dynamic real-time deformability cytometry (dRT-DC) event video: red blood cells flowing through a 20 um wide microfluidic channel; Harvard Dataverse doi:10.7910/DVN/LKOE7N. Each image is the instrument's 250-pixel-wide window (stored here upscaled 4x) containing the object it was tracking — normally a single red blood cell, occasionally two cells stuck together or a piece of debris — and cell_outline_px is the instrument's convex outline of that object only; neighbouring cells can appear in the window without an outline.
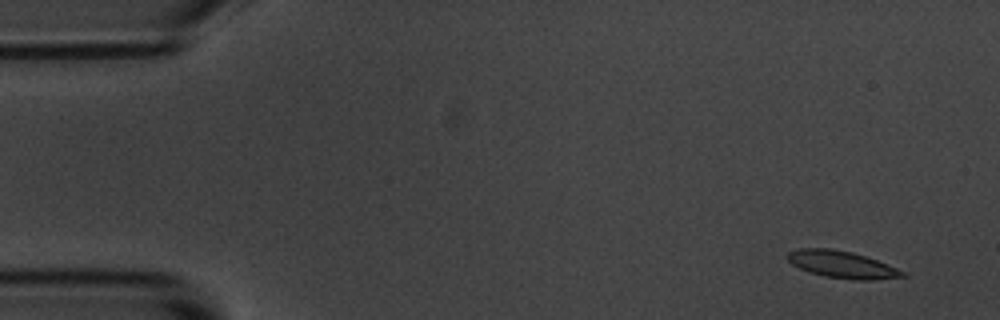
{"species": "common noctule bat (a hibernating species)", "species_latin": "Nyctalus noctula", "temperature_condition": "room temperature", "stored_images_in_passage": 10, "camera_frame_rate_fps": 3000, "um_per_image_px": 0.085, "animal": {"sex": "male", "body_mass_g": 20.1, "forearm_length_mm": 53.5}, "frame": {"image": 1, "passage_image": 1, "time_ms": 0.0, "image_size_px": [1000, 320], "cell_outline_px": [[908, 276], [872, 280], [856, 280], [824, 276], [808, 272], [792, 264], [784, 256], [788, 252], [800, 248], [828, 248], [852, 252], [876, 260], [896, 268], [904, 272]], "centroid_in_image_um": [71.52, 22.48], "position_along_channel_um": 13.5, "area_um2": 18.03}}
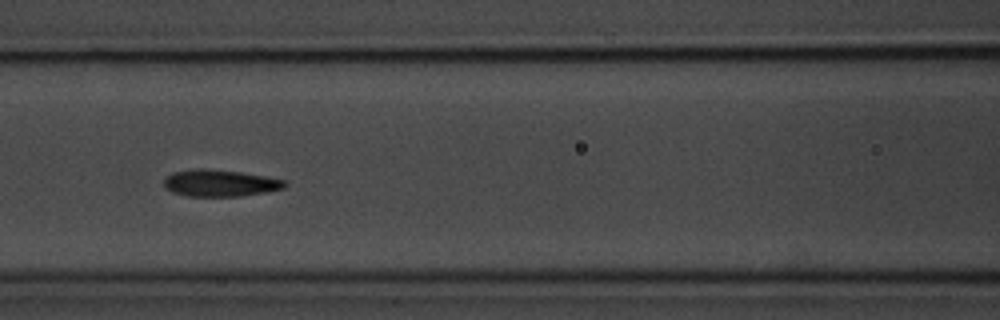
{"frame": {"image": 2, "passage_image": 6, "time_ms": 6.667, "image_size_px": [1000, 320], "cell_outline_px": [[288, 184], [284, 188], [268, 192], [240, 196], [188, 196], [172, 192], [164, 188], [164, 180], [172, 172], [200, 168], [204, 168], [240, 172], [268, 176], [284, 180]], "centroid_in_image_um": [18.72, 15.56], "position_along_channel_um": 147.9, "area_um2": 18.96}}
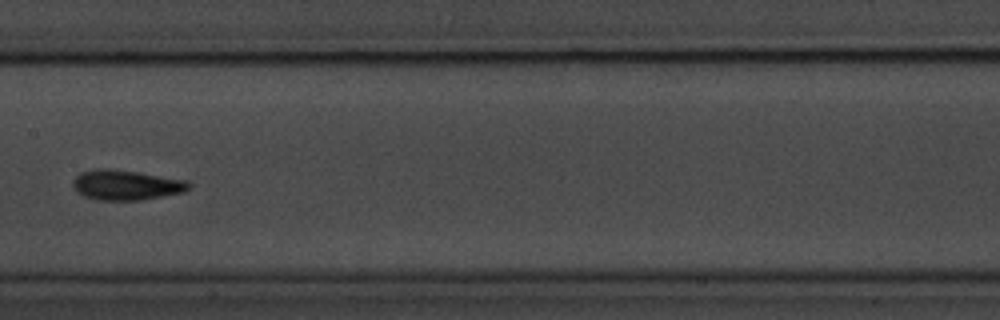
{"frame": {"image": 3, "passage_image": 7, "time_ms": 8.0, "image_size_px": [1000, 320], "cell_outline_px": [[192, 184], [184, 192], [164, 196], [140, 200], [96, 200], [84, 196], [76, 192], [72, 188], [72, 180], [80, 172], [96, 168], [108, 168], [136, 172], [188, 180]], "centroid_in_image_um": [10.68, 15.72], "position_along_channel_um": 196.7, "area_um2": 20.52}}